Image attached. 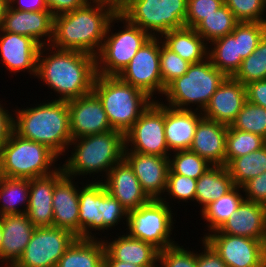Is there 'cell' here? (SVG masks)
Listing matches in <instances>:
<instances>
[{
    "instance_id": "29",
    "label": "cell",
    "mask_w": 266,
    "mask_h": 267,
    "mask_svg": "<svg viewBox=\"0 0 266 267\" xmlns=\"http://www.w3.org/2000/svg\"><path fill=\"white\" fill-rule=\"evenodd\" d=\"M162 43L190 64L208 58V44L190 27L173 29L160 36Z\"/></svg>"
},
{
    "instance_id": "37",
    "label": "cell",
    "mask_w": 266,
    "mask_h": 267,
    "mask_svg": "<svg viewBox=\"0 0 266 267\" xmlns=\"http://www.w3.org/2000/svg\"><path fill=\"white\" fill-rule=\"evenodd\" d=\"M265 144L266 139L262 136L233 129L229 125L226 136L225 166L234 158L254 152L262 148Z\"/></svg>"
},
{
    "instance_id": "40",
    "label": "cell",
    "mask_w": 266,
    "mask_h": 267,
    "mask_svg": "<svg viewBox=\"0 0 266 267\" xmlns=\"http://www.w3.org/2000/svg\"><path fill=\"white\" fill-rule=\"evenodd\" d=\"M169 170L178 175L198 179L212 165L190 150H178L168 156Z\"/></svg>"
},
{
    "instance_id": "42",
    "label": "cell",
    "mask_w": 266,
    "mask_h": 267,
    "mask_svg": "<svg viewBox=\"0 0 266 267\" xmlns=\"http://www.w3.org/2000/svg\"><path fill=\"white\" fill-rule=\"evenodd\" d=\"M189 66V62L168 49L160 38V72L163 82V94L172 81L187 72Z\"/></svg>"
},
{
    "instance_id": "8",
    "label": "cell",
    "mask_w": 266,
    "mask_h": 267,
    "mask_svg": "<svg viewBox=\"0 0 266 267\" xmlns=\"http://www.w3.org/2000/svg\"><path fill=\"white\" fill-rule=\"evenodd\" d=\"M58 161L61 158L48 146L12 131L0 150V176L27 179L47 176L61 167Z\"/></svg>"
},
{
    "instance_id": "56",
    "label": "cell",
    "mask_w": 266,
    "mask_h": 267,
    "mask_svg": "<svg viewBox=\"0 0 266 267\" xmlns=\"http://www.w3.org/2000/svg\"><path fill=\"white\" fill-rule=\"evenodd\" d=\"M1 243H2V229H1V225H0V246H1Z\"/></svg>"
},
{
    "instance_id": "2",
    "label": "cell",
    "mask_w": 266,
    "mask_h": 267,
    "mask_svg": "<svg viewBox=\"0 0 266 267\" xmlns=\"http://www.w3.org/2000/svg\"><path fill=\"white\" fill-rule=\"evenodd\" d=\"M117 12L118 7L108 0H90L82 8L54 17L50 46L96 57Z\"/></svg>"
},
{
    "instance_id": "15",
    "label": "cell",
    "mask_w": 266,
    "mask_h": 267,
    "mask_svg": "<svg viewBox=\"0 0 266 267\" xmlns=\"http://www.w3.org/2000/svg\"><path fill=\"white\" fill-rule=\"evenodd\" d=\"M227 267H265L266 243L243 236L207 234L203 238Z\"/></svg>"
},
{
    "instance_id": "13",
    "label": "cell",
    "mask_w": 266,
    "mask_h": 267,
    "mask_svg": "<svg viewBox=\"0 0 266 267\" xmlns=\"http://www.w3.org/2000/svg\"><path fill=\"white\" fill-rule=\"evenodd\" d=\"M118 77L143 91L154 101L160 100V97L163 96L160 72V37H151L137 51Z\"/></svg>"
},
{
    "instance_id": "53",
    "label": "cell",
    "mask_w": 266,
    "mask_h": 267,
    "mask_svg": "<svg viewBox=\"0 0 266 267\" xmlns=\"http://www.w3.org/2000/svg\"><path fill=\"white\" fill-rule=\"evenodd\" d=\"M104 267H142L122 261H104Z\"/></svg>"
},
{
    "instance_id": "36",
    "label": "cell",
    "mask_w": 266,
    "mask_h": 267,
    "mask_svg": "<svg viewBox=\"0 0 266 267\" xmlns=\"http://www.w3.org/2000/svg\"><path fill=\"white\" fill-rule=\"evenodd\" d=\"M239 21L232 11L224 4L214 13L206 16L195 27L194 30L206 41L207 44L231 34Z\"/></svg>"
},
{
    "instance_id": "43",
    "label": "cell",
    "mask_w": 266,
    "mask_h": 267,
    "mask_svg": "<svg viewBox=\"0 0 266 267\" xmlns=\"http://www.w3.org/2000/svg\"><path fill=\"white\" fill-rule=\"evenodd\" d=\"M179 242L176 245L159 251L158 267H197V250L184 247ZM181 245V246H180Z\"/></svg>"
},
{
    "instance_id": "17",
    "label": "cell",
    "mask_w": 266,
    "mask_h": 267,
    "mask_svg": "<svg viewBox=\"0 0 266 267\" xmlns=\"http://www.w3.org/2000/svg\"><path fill=\"white\" fill-rule=\"evenodd\" d=\"M68 108L72 139L113 130L99 98L93 92L68 101Z\"/></svg>"
},
{
    "instance_id": "6",
    "label": "cell",
    "mask_w": 266,
    "mask_h": 267,
    "mask_svg": "<svg viewBox=\"0 0 266 267\" xmlns=\"http://www.w3.org/2000/svg\"><path fill=\"white\" fill-rule=\"evenodd\" d=\"M92 92L99 98L113 130L125 134L154 101L118 76L97 74Z\"/></svg>"
},
{
    "instance_id": "4",
    "label": "cell",
    "mask_w": 266,
    "mask_h": 267,
    "mask_svg": "<svg viewBox=\"0 0 266 267\" xmlns=\"http://www.w3.org/2000/svg\"><path fill=\"white\" fill-rule=\"evenodd\" d=\"M124 149V134L117 130L72 139L61 158V167L71 178L90 181L92 177L91 181H103L110 169L124 158Z\"/></svg>"
},
{
    "instance_id": "48",
    "label": "cell",
    "mask_w": 266,
    "mask_h": 267,
    "mask_svg": "<svg viewBox=\"0 0 266 267\" xmlns=\"http://www.w3.org/2000/svg\"><path fill=\"white\" fill-rule=\"evenodd\" d=\"M200 244V250L197 251V267H227L225 262L204 239H200Z\"/></svg>"
},
{
    "instance_id": "32",
    "label": "cell",
    "mask_w": 266,
    "mask_h": 267,
    "mask_svg": "<svg viewBox=\"0 0 266 267\" xmlns=\"http://www.w3.org/2000/svg\"><path fill=\"white\" fill-rule=\"evenodd\" d=\"M105 253L102 239L76 238L56 267H104Z\"/></svg>"
},
{
    "instance_id": "54",
    "label": "cell",
    "mask_w": 266,
    "mask_h": 267,
    "mask_svg": "<svg viewBox=\"0 0 266 267\" xmlns=\"http://www.w3.org/2000/svg\"><path fill=\"white\" fill-rule=\"evenodd\" d=\"M8 6V0H0V29Z\"/></svg>"
},
{
    "instance_id": "44",
    "label": "cell",
    "mask_w": 266,
    "mask_h": 267,
    "mask_svg": "<svg viewBox=\"0 0 266 267\" xmlns=\"http://www.w3.org/2000/svg\"><path fill=\"white\" fill-rule=\"evenodd\" d=\"M239 22H266L264 0H224Z\"/></svg>"
},
{
    "instance_id": "47",
    "label": "cell",
    "mask_w": 266,
    "mask_h": 267,
    "mask_svg": "<svg viewBox=\"0 0 266 267\" xmlns=\"http://www.w3.org/2000/svg\"><path fill=\"white\" fill-rule=\"evenodd\" d=\"M242 189L245 200L266 206V171L246 182Z\"/></svg>"
},
{
    "instance_id": "34",
    "label": "cell",
    "mask_w": 266,
    "mask_h": 267,
    "mask_svg": "<svg viewBox=\"0 0 266 267\" xmlns=\"http://www.w3.org/2000/svg\"><path fill=\"white\" fill-rule=\"evenodd\" d=\"M29 206V179L0 176V216L25 214Z\"/></svg>"
},
{
    "instance_id": "18",
    "label": "cell",
    "mask_w": 266,
    "mask_h": 267,
    "mask_svg": "<svg viewBox=\"0 0 266 267\" xmlns=\"http://www.w3.org/2000/svg\"><path fill=\"white\" fill-rule=\"evenodd\" d=\"M124 159L132 167L146 195L150 199H161L167 185L168 156L124 152Z\"/></svg>"
},
{
    "instance_id": "25",
    "label": "cell",
    "mask_w": 266,
    "mask_h": 267,
    "mask_svg": "<svg viewBox=\"0 0 266 267\" xmlns=\"http://www.w3.org/2000/svg\"><path fill=\"white\" fill-rule=\"evenodd\" d=\"M209 234L243 236L266 243V206L244 199L236 212L218 230Z\"/></svg>"
},
{
    "instance_id": "1",
    "label": "cell",
    "mask_w": 266,
    "mask_h": 267,
    "mask_svg": "<svg viewBox=\"0 0 266 267\" xmlns=\"http://www.w3.org/2000/svg\"><path fill=\"white\" fill-rule=\"evenodd\" d=\"M96 75L95 56L50 45L40 47L35 78L54 92L52 100L70 101L91 93Z\"/></svg>"
},
{
    "instance_id": "22",
    "label": "cell",
    "mask_w": 266,
    "mask_h": 267,
    "mask_svg": "<svg viewBox=\"0 0 266 267\" xmlns=\"http://www.w3.org/2000/svg\"><path fill=\"white\" fill-rule=\"evenodd\" d=\"M103 183L108 193L115 197L128 212L151 200L124 158L110 169Z\"/></svg>"
},
{
    "instance_id": "24",
    "label": "cell",
    "mask_w": 266,
    "mask_h": 267,
    "mask_svg": "<svg viewBox=\"0 0 266 267\" xmlns=\"http://www.w3.org/2000/svg\"><path fill=\"white\" fill-rule=\"evenodd\" d=\"M246 100V86L233 77H226L203 110V117L229 126Z\"/></svg>"
},
{
    "instance_id": "5",
    "label": "cell",
    "mask_w": 266,
    "mask_h": 267,
    "mask_svg": "<svg viewBox=\"0 0 266 267\" xmlns=\"http://www.w3.org/2000/svg\"><path fill=\"white\" fill-rule=\"evenodd\" d=\"M85 182L79 186V238L103 239L114 229L125 232L128 211L108 193L103 181Z\"/></svg>"
},
{
    "instance_id": "16",
    "label": "cell",
    "mask_w": 266,
    "mask_h": 267,
    "mask_svg": "<svg viewBox=\"0 0 266 267\" xmlns=\"http://www.w3.org/2000/svg\"><path fill=\"white\" fill-rule=\"evenodd\" d=\"M40 45L32 38L0 29V60L2 68L5 67L13 75L23 72L25 75L36 77L37 58ZM4 65V66H3ZM32 75V76H31Z\"/></svg>"
},
{
    "instance_id": "11",
    "label": "cell",
    "mask_w": 266,
    "mask_h": 267,
    "mask_svg": "<svg viewBox=\"0 0 266 267\" xmlns=\"http://www.w3.org/2000/svg\"><path fill=\"white\" fill-rule=\"evenodd\" d=\"M175 213V210L161 199H151L128 212L125 231L130 237L148 242L159 251L163 250L179 242L175 241L176 235L173 231L178 228L174 226L177 217Z\"/></svg>"
},
{
    "instance_id": "7",
    "label": "cell",
    "mask_w": 266,
    "mask_h": 267,
    "mask_svg": "<svg viewBox=\"0 0 266 267\" xmlns=\"http://www.w3.org/2000/svg\"><path fill=\"white\" fill-rule=\"evenodd\" d=\"M225 78L209 58L190 64L184 75L166 87L160 102L175 109L203 112Z\"/></svg>"
},
{
    "instance_id": "14",
    "label": "cell",
    "mask_w": 266,
    "mask_h": 267,
    "mask_svg": "<svg viewBox=\"0 0 266 267\" xmlns=\"http://www.w3.org/2000/svg\"><path fill=\"white\" fill-rule=\"evenodd\" d=\"M77 237L57 227H36L21 258L13 267H56Z\"/></svg>"
},
{
    "instance_id": "46",
    "label": "cell",
    "mask_w": 266,
    "mask_h": 267,
    "mask_svg": "<svg viewBox=\"0 0 266 267\" xmlns=\"http://www.w3.org/2000/svg\"><path fill=\"white\" fill-rule=\"evenodd\" d=\"M223 5L224 0H187L185 26L194 28Z\"/></svg>"
},
{
    "instance_id": "19",
    "label": "cell",
    "mask_w": 266,
    "mask_h": 267,
    "mask_svg": "<svg viewBox=\"0 0 266 267\" xmlns=\"http://www.w3.org/2000/svg\"><path fill=\"white\" fill-rule=\"evenodd\" d=\"M2 243L0 246V267H13L29 243L35 226L27 214L0 216Z\"/></svg>"
},
{
    "instance_id": "23",
    "label": "cell",
    "mask_w": 266,
    "mask_h": 267,
    "mask_svg": "<svg viewBox=\"0 0 266 267\" xmlns=\"http://www.w3.org/2000/svg\"><path fill=\"white\" fill-rule=\"evenodd\" d=\"M76 180V181H75ZM83 181L64 175L53 191V226L79 238V184Z\"/></svg>"
},
{
    "instance_id": "39",
    "label": "cell",
    "mask_w": 266,
    "mask_h": 267,
    "mask_svg": "<svg viewBox=\"0 0 266 267\" xmlns=\"http://www.w3.org/2000/svg\"><path fill=\"white\" fill-rule=\"evenodd\" d=\"M196 185V179L186 177L184 175L174 174L169 170L167 175L166 190L161 200L174 209H176L174 207L176 205L175 203L179 205L182 203V206L184 203H189L190 201V203H194L196 196ZM173 201L177 202L174 203Z\"/></svg>"
},
{
    "instance_id": "52",
    "label": "cell",
    "mask_w": 266,
    "mask_h": 267,
    "mask_svg": "<svg viewBox=\"0 0 266 267\" xmlns=\"http://www.w3.org/2000/svg\"><path fill=\"white\" fill-rule=\"evenodd\" d=\"M10 8L18 11H44L49 10L46 0H8Z\"/></svg>"
},
{
    "instance_id": "35",
    "label": "cell",
    "mask_w": 266,
    "mask_h": 267,
    "mask_svg": "<svg viewBox=\"0 0 266 267\" xmlns=\"http://www.w3.org/2000/svg\"><path fill=\"white\" fill-rule=\"evenodd\" d=\"M226 167L234 185L242 187L266 171V144L254 152L234 158Z\"/></svg>"
},
{
    "instance_id": "30",
    "label": "cell",
    "mask_w": 266,
    "mask_h": 267,
    "mask_svg": "<svg viewBox=\"0 0 266 267\" xmlns=\"http://www.w3.org/2000/svg\"><path fill=\"white\" fill-rule=\"evenodd\" d=\"M235 187L226 166H211L198 179L194 206L200 212ZM196 204V205H195Z\"/></svg>"
},
{
    "instance_id": "55",
    "label": "cell",
    "mask_w": 266,
    "mask_h": 267,
    "mask_svg": "<svg viewBox=\"0 0 266 267\" xmlns=\"http://www.w3.org/2000/svg\"><path fill=\"white\" fill-rule=\"evenodd\" d=\"M108 1L111 2V3H114L117 7H119L126 0H108Z\"/></svg>"
},
{
    "instance_id": "51",
    "label": "cell",
    "mask_w": 266,
    "mask_h": 267,
    "mask_svg": "<svg viewBox=\"0 0 266 267\" xmlns=\"http://www.w3.org/2000/svg\"><path fill=\"white\" fill-rule=\"evenodd\" d=\"M245 86L247 100L266 109V79L253 81Z\"/></svg>"
},
{
    "instance_id": "12",
    "label": "cell",
    "mask_w": 266,
    "mask_h": 267,
    "mask_svg": "<svg viewBox=\"0 0 266 267\" xmlns=\"http://www.w3.org/2000/svg\"><path fill=\"white\" fill-rule=\"evenodd\" d=\"M164 127L165 105L160 100L153 101L124 134V152L169 156Z\"/></svg>"
},
{
    "instance_id": "31",
    "label": "cell",
    "mask_w": 266,
    "mask_h": 267,
    "mask_svg": "<svg viewBox=\"0 0 266 267\" xmlns=\"http://www.w3.org/2000/svg\"><path fill=\"white\" fill-rule=\"evenodd\" d=\"M208 58L226 77H233L243 59L239 47V23L231 34L208 44Z\"/></svg>"
},
{
    "instance_id": "38",
    "label": "cell",
    "mask_w": 266,
    "mask_h": 267,
    "mask_svg": "<svg viewBox=\"0 0 266 267\" xmlns=\"http://www.w3.org/2000/svg\"><path fill=\"white\" fill-rule=\"evenodd\" d=\"M233 78L243 85L266 79V33L259 40L257 48L243 59Z\"/></svg>"
},
{
    "instance_id": "9",
    "label": "cell",
    "mask_w": 266,
    "mask_h": 267,
    "mask_svg": "<svg viewBox=\"0 0 266 267\" xmlns=\"http://www.w3.org/2000/svg\"><path fill=\"white\" fill-rule=\"evenodd\" d=\"M151 37L117 12L109 22L101 50L96 56V74L118 76Z\"/></svg>"
},
{
    "instance_id": "50",
    "label": "cell",
    "mask_w": 266,
    "mask_h": 267,
    "mask_svg": "<svg viewBox=\"0 0 266 267\" xmlns=\"http://www.w3.org/2000/svg\"><path fill=\"white\" fill-rule=\"evenodd\" d=\"M90 0H46L53 17L82 8Z\"/></svg>"
},
{
    "instance_id": "27",
    "label": "cell",
    "mask_w": 266,
    "mask_h": 267,
    "mask_svg": "<svg viewBox=\"0 0 266 267\" xmlns=\"http://www.w3.org/2000/svg\"><path fill=\"white\" fill-rule=\"evenodd\" d=\"M227 130L228 125L202 117L189 150L205 158L212 166H225Z\"/></svg>"
},
{
    "instance_id": "28",
    "label": "cell",
    "mask_w": 266,
    "mask_h": 267,
    "mask_svg": "<svg viewBox=\"0 0 266 267\" xmlns=\"http://www.w3.org/2000/svg\"><path fill=\"white\" fill-rule=\"evenodd\" d=\"M203 117L196 110H180L165 105V138L170 152L189 150L196 127Z\"/></svg>"
},
{
    "instance_id": "3",
    "label": "cell",
    "mask_w": 266,
    "mask_h": 267,
    "mask_svg": "<svg viewBox=\"0 0 266 267\" xmlns=\"http://www.w3.org/2000/svg\"><path fill=\"white\" fill-rule=\"evenodd\" d=\"M13 109V131L22 138L42 143L60 158L72 140L68 101L47 99ZM24 107V108H22ZM26 107V108H25Z\"/></svg>"
},
{
    "instance_id": "49",
    "label": "cell",
    "mask_w": 266,
    "mask_h": 267,
    "mask_svg": "<svg viewBox=\"0 0 266 267\" xmlns=\"http://www.w3.org/2000/svg\"><path fill=\"white\" fill-rule=\"evenodd\" d=\"M6 105L8 106L2 99L0 101V150L13 131V107L11 105V109H9Z\"/></svg>"
},
{
    "instance_id": "45",
    "label": "cell",
    "mask_w": 266,
    "mask_h": 267,
    "mask_svg": "<svg viewBox=\"0 0 266 267\" xmlns=\"http://www.w3.org/2000/svg\"><path fill=\"white\" fill-rule=\"evenodd\" d=\"M265 33L266 22H239V47L242 59L252 54Z\"/></svg>"
},
{
    "instance_id": "10",
    "label": "cell",
    "mask_w": 266,
    "mask_h": 267,
    "mask_svg": "<svg viewBox=\"0 0 266 267\" xmlns=\"http://www.w3.org/2000/svg\"><path fill=\"white\" fill-rule=\"evenodd\" d=\"M118 12L152 37L185 26L187 0H126Z\"/></svg>"
},
{
    "instance_id": "21",
    "label": "cell",
    "mask_w": 266,
    "mask_h": 267,
    "mask_svg": "<svg viewBox=\"0 0 266 267\" xmlns=\"http://www.w3.org/2000/svg\"><path fill=\"white\" fill-rule=\"evenodd\" d=\"M53 15L49 10L18 11L8 6L1 30L34 39L40 46L50 45L53 37Z\"/></svg>"
},
{
    "instance_id": "33",
    "label": "cell",
    "mask_w": 266,
    "mask_h": 267,
    "mask_svg": "<svg viewBox=\"0 0 266 267\" xmlns=\"http://www.w3.org/2000/svg\"><path fill=\"white\" fill-rule=\"evenodd\" d=\"M244 193L242 187L235 186L231 191L221 198L215 200L207 205L198 214L201 215V220L204 223V236L199 237L203 239L207 234L218 230L237 210L238 206L244 200ZM206 224V225H205Z\"/></svg>"
},
{
    "instance_id": "20",
    "label": "cell",
    "mask_w": 266,
    "mask_h": 267,
    "mask_svg": "<svg viewBox=\"0 0 266 267\" xmlns=\"http://www.w3.org/2000/svg\"><path fill=\"white\" fill-rule=\"evenodd\" d=\"M104 237V261H122L142 267H158L159 250L152 244L130 237L126 232ZM122 234V235H121ZM109 238V239H108Z\"/></svg>"
},
{
    "instance_id": "41",
    "label": "cell",
    "mask_w": 266,
    "mask_h": 267,
    "mask_svg": "<svg viewBox=\"0 0 266 267\" xmlns=\"http://www.w3.org/2000/svg\"><path fill=\"white\" fill-rule=\"evenodd\" d=\"M230 126L266 139V109L246 100Z\"/></svg>"
},
{
    "instance_id": "26",
    "label": "cell",
    "mask_w": 266,
    "mask_h": 267,
    "mask_svg": "<svg viewBox=\"0 0 266 267\" xmlns=\"http://www.w3.org/2000/svg\"><path fill=\"white\" fill-rule=\"evenodd\" d=\"M64 175L60 167L50 175L29 179V206L26 214L35 227L53 226V191L55 184Z\"/></svg>"
}]
</instances>
